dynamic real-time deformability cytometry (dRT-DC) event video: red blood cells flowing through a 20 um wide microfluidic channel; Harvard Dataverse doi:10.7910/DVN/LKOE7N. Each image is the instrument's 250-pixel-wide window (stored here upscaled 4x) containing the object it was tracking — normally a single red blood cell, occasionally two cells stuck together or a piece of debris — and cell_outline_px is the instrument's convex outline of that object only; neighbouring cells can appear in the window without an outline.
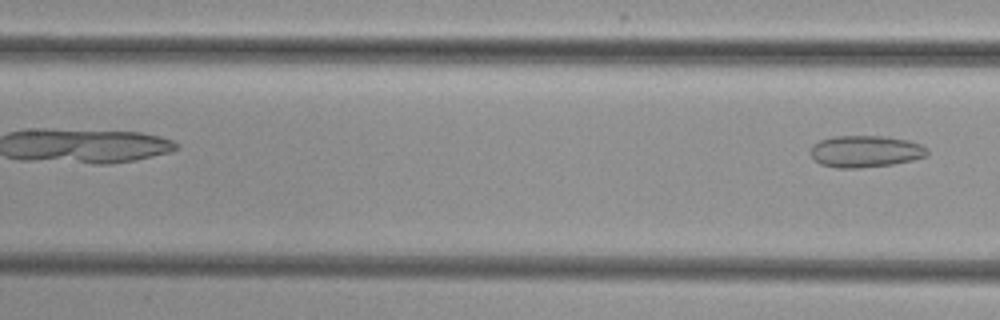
{"species": "common noctule bat (a hibernating species)", "species_latin": "Nyctalus noctula", "temperature_condition": "cold", "stored_images_in_passage": 4, "camera_frame_rate_fps": 3000, "um_per_image_px": 0.085, "animal": {"sex": "female", "body_mass_g": 29.2, "forearm_length_mm": 56.3}, "frame": {"image": 1, "passage_image": 4, "time_ms": 3.667, "image_size_px": [1000, 320], "cell_outline_px": [[928, 156], [912, 160], [892, 164], [860, 168], [836, 168], [820, 164], [812, 156], [812, 144], [820, 140], [836, 136], [880, 136], [908, 140], [920, 144], [928, 148]], "centroid_in_image_um": [73.58, 12.87], "position_along_channel_um": 133.8, "area_um2": 21.56}}